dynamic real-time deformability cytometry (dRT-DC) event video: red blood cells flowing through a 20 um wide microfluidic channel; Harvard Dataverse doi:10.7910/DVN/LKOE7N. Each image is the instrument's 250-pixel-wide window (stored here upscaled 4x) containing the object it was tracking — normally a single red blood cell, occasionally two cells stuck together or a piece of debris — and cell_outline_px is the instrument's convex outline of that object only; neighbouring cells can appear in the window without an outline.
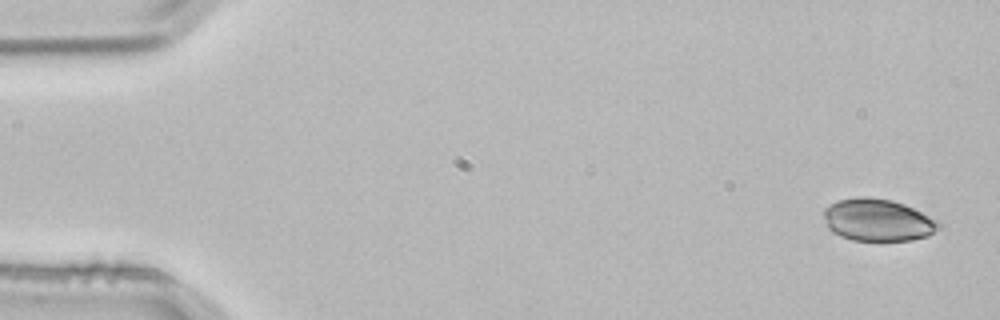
{"species": "common noctule bat (a hibernating species)", "species_latin": "Nyctalus noctula", "temperature_condition": "room temperature", "stored_images_in_passage": 4, "camera_frame_rate_fps": 3000, "um_per_image_px": 0.085, "animal": {"sex": "male", "body_mass_g": 21.5, "forearm_length_mm": 52.0}, "frame": {"image": 1, "passage_image": 1, "time_ms": 0.0, "image_size_px": [1000, 320], "cell_outline_px": [[944, 224], [940, 228], [928, 236], [912, 240], [852, 240], [840, 236], [832, 232], [828, 228], [824, 216], [824, 208], [836, 200], [864, 196], [868, 196], [892, 200], [904, 204], [940, 220]], "centroid_in_image_um": [74.65, 18.69], "position_along_channel_um": 10.4, "area_um2": 28.61}}
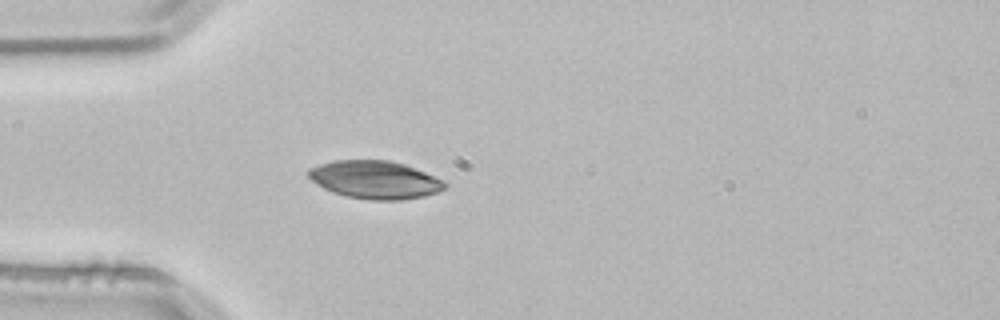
{"frame": {"image": 2, "passage_image": 4, "time_ms": 1.0, "image_size_px": [1000, 320], "cell_outline_px": [[448, 184], [444, 188], [436, 192], [424, 196], [400, 200], [368, 200], [348, 196], [332, 192], [324, 188], [312, 180], [308, 176], [308, 168], [332, 160], [388, 160], [404, 164], [444, 180]], "centroid_in_image_um": [31.86, 15.27], "position_along_channel_um": 53.1, "area_um2": 30.0}}